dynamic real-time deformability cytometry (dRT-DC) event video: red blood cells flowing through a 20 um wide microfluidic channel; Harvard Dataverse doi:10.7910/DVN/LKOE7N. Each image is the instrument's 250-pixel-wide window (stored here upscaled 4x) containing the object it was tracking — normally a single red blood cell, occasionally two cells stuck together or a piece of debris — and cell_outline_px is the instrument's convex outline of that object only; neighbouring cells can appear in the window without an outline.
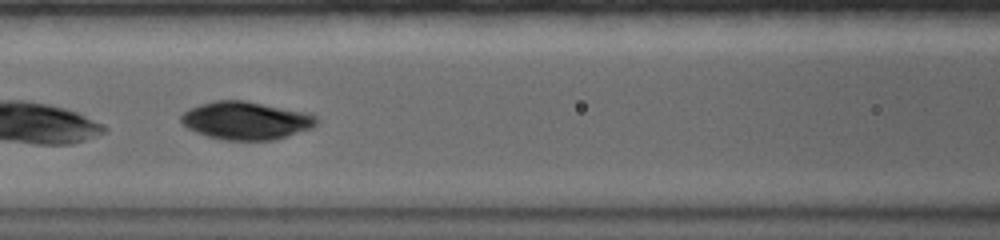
{"species": "common noctule bat (a hibernating species)", "species_latin": "Nyctalus noctula", "temperature_condition": "warm", "stored_images_in_passage": 19, "camera_frame_rate_fps": 5000, "um_per_image_px": 0.085, "animal": {"sex": "female", "body_mass_g": 19.0, "forearm_length_mm": 56.7}, "frame": {"image": 1, "passage_image": 6, "time_ms": 2.6, "image_size_px": [1000, 240], "cell_outline_px": [[320, 120], [312, 128], [288, 136], [272, 140], [224, 140], [208, 136], [196, 132], [188, 128], [180, 120], [180, 116], [188, 108], [200, 104], [216, 100], [244, 100], [308, 112], [316, 116]], "centroid_in_image_um": [20.93, 10.24], "position_along_channel_um": 145.7, "area_um2": 30.11}}
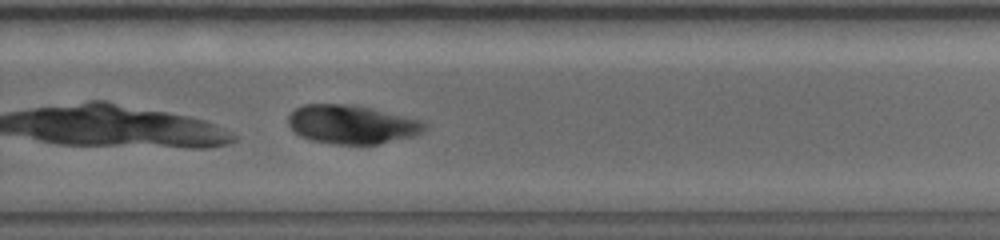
{"frame": {"image": 2, "passage_image": 14, "time_ms": 6.8, "image_size_px": [1000, 240], "cell_outline_px": [[428, 128], [424, 132], [416, 136], [376, 144], [332, 144], [312, 140], [300, 136], [292, 132], [288, 124], [288, 116], [296, 108], [304, 104], [356, 104], [420, 120], [428, 124]], "centroid_in_image_um": [29.91, 10.58], "position_along_channel_um": 299.9, "area_um2": 31.15}}